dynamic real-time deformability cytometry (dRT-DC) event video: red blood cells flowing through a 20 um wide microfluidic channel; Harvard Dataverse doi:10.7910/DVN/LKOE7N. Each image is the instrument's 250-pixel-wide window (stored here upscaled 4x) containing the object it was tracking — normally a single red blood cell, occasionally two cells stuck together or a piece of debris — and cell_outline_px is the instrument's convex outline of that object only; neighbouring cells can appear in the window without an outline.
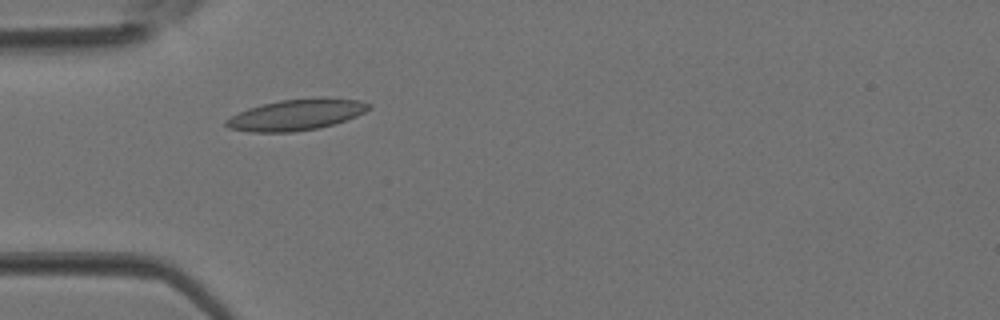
{"species": "Egyptian fruit bat (a non-hibernating species)", "species_latin": "Rousettus aegyptiacus", "temperature_condition": "room temperature", "stored_images_in_passage": 3, "camera_frame_rate_fps": 3000, "um_per_image_px": 0.085, "animal": {"sex": "female"}, "frame": {"image": 1, "passage_image": 2, "time_ms": 0.333, "image_size_px": [1000, 320], "cell_outline_px": [[372, 108], [356, 116], [320, 128], [292, 132], [248, 132], [228, 128], [224, 124], [224, 120], [248, 108], [280, 100], [360, 100], [372, 104]], "centroid_in_image_um": [25.12, 9.8], "position_along_channel_um": 59.9, "area_um2": 24.91}}
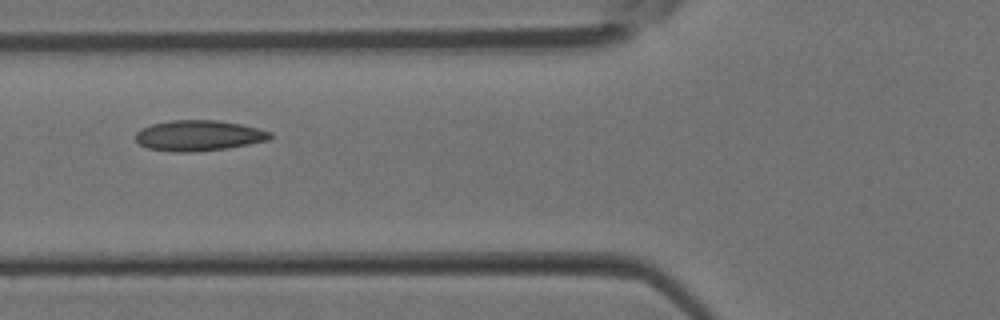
{"frame": {"image": 2, "passage_image": 3, "time_ms": 0.667, "image_size_px": [1000, 320], "cell_outline_px": [[272, 136], [268, 140], [228, 148], [192, 152], [172, 152], [148, 148], [140, 144], [136, 140], [136, 132], [140, 128], [152, 124], [172, 120], [216, 120], [240, 124], [272, 132]], "centroid_in_image_um": [16.86, 11.52], "position_along_channel_um": 108.9, "area_um2": 23.93}}